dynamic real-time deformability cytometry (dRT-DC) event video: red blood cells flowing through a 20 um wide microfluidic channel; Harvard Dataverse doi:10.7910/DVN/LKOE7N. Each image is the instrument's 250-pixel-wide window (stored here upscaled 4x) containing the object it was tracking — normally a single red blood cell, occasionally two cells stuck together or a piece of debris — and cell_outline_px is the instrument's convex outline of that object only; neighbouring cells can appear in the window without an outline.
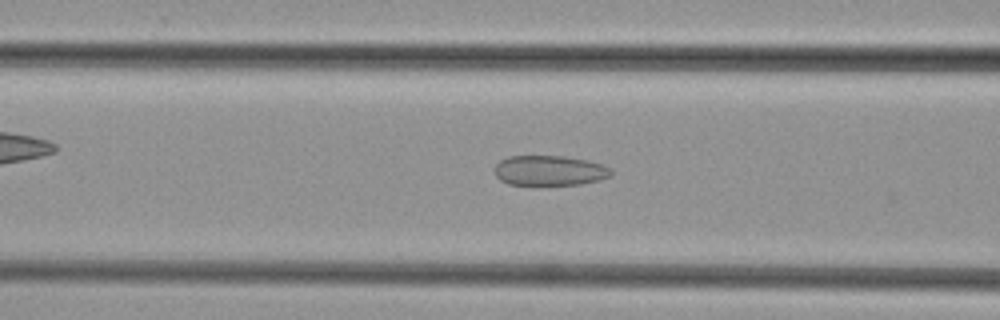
{"species": "common noctule bat (a hibernating species)", "species_latin": "Nyctalus noctula", "temperature_condition": "cold", "stored_images_in_passage": 47, "camera_frame_rate_fps": 3000, "um_per_image_px": 0.085, "animal": {"sex": "female", "body_mass_g": 29.2, "forearm_length_mm": 56.3}, "frame": {"image": 1, "passage_image": 18, "time_ms": 5.667, "image_size_px": [1000, 320], "cell_outline_px": [[612, 176], [600, 180], [580, 184], [536, 188], [532, 188], [508, 184], [500, 180], [496, 176], [496, 164], [500, 160], [508, 156], [564, 156], [588, 160], [604, 164], [612, 168]], "centroid_in_image_um": [46.73, 14.55], "position_along_channel_um": 119.9, "area_um2": 21.56}}
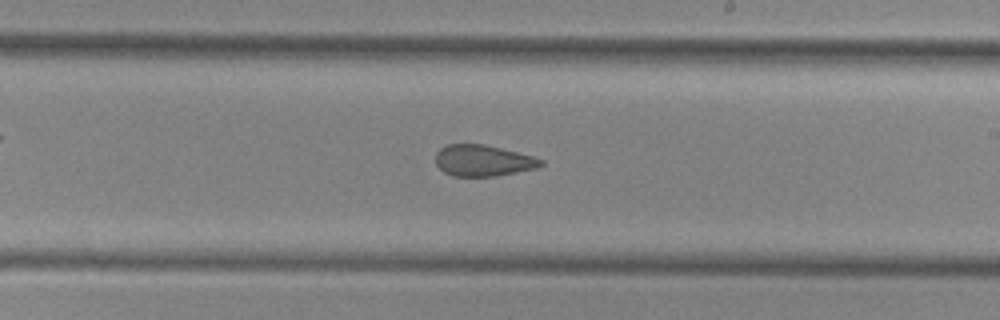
{"frame": {"image": 2, "passage_image": 27, "time_ms": 8.667, "image_size_px": [1000, 320], "cell_outline_px": [[544, 164], [536, 168], [496, 176], [452, 176], [444, 172], [436, 164], [436, 152], [440, 148], [448, 144], [484, 144], [532, 156], [544, 160]], "centroid_in_image_um": [41.04, 13.65], "position_along_channel_um": 248.0, "area_um2": 19.07}}
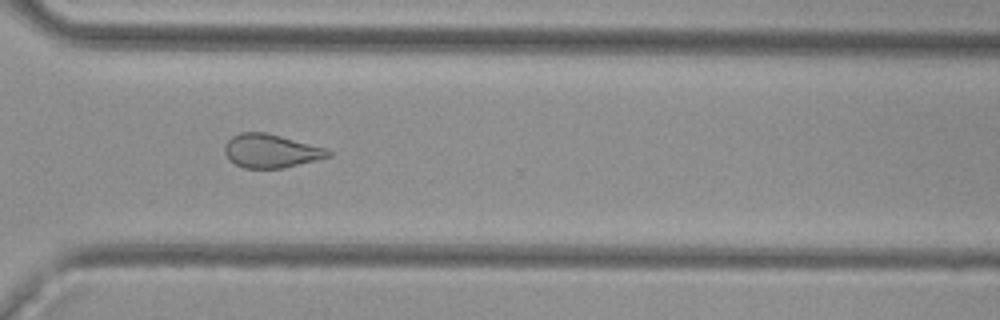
{"frame": {"image": 3, "passage_image": 34, "time_ms": 11.0, "image_size_px": [1000, 320], "cell_outline_px": [[332, 156], [284, 168], [244, 168], [228, 160], [224, 152], [224, 144], [232, 136], [240, 132], [268, 132], [324, 148], [332, 152]], "centroid_in_image_um": [22.99, 12.83], "position_along_channel_um": 347.6, "area_um2": 20.35}}